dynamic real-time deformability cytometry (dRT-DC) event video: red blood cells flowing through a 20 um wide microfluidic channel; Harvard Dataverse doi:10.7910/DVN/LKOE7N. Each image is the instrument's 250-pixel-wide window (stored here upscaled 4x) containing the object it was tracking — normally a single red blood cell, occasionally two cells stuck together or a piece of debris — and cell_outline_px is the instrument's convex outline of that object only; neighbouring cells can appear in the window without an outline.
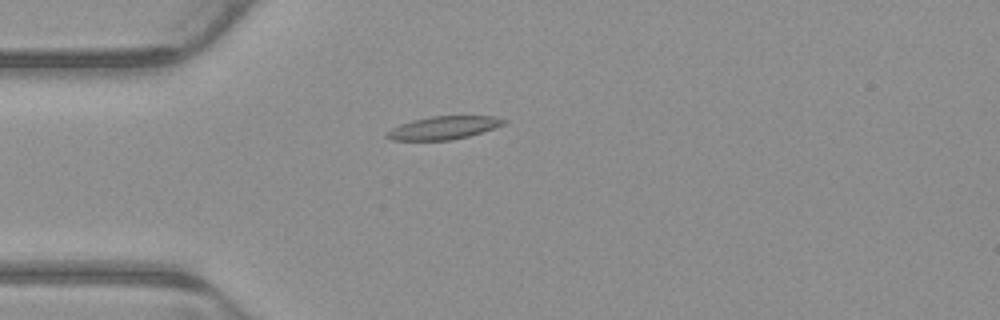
{"species": "common noctule bat (a hibernating species)", "species_latin": "Nyctalus noctula", "temperature_condition": "warm", "stored_images_in_passage": 5, "camera_frame_rate_fps": 3000, "um_per_image_px": 0.085, "animal": {"sex": "male", "body_mass_g": 23.1, "forearm_length_mm": 52.7}, "frame": {"image": 1, "passage_image": 4, "time_ms": 1.0, "image_size_px": [1000, 320], "cell_outline_px": [[508, 120], [504, 124], [468, 136], [452, 140], [392, 140], [384, 136], [384, 132], [400, 124], [412, 120], [432, 116], [492, 116]], "centroid_in_image_um": [37.64, 10.86], "position_along_channel_um": 47.4, "area_um2": 15.61}}